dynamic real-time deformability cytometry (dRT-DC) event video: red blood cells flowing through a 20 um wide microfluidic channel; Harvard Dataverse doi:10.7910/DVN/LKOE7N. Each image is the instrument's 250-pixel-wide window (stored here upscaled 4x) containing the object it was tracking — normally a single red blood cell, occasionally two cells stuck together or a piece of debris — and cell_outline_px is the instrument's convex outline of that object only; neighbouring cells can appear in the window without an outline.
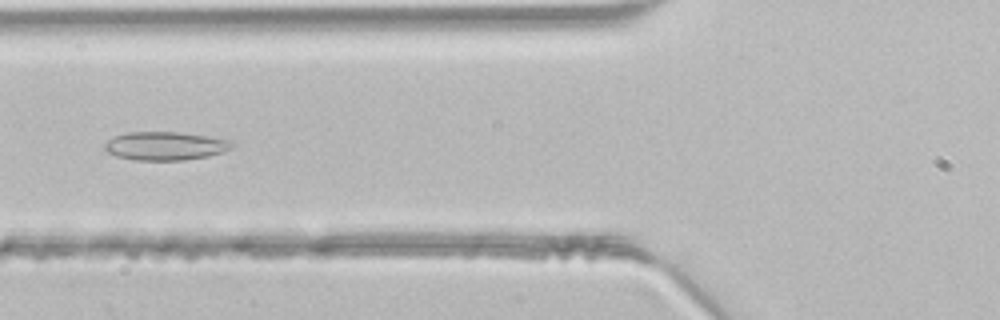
{"species": "common noctule bat (a hibernating species)", "species_latin": "Nyctalus noctula", "temperature_condition": "room temperature", "stored_images_in_passage": 47, "camera_frame_rate_fps": 3000, "um_per_image_px": 0.085, "animal": {"sex": "male", "body_mass_g": 21.5, "forearm_length_mm": 52.0}, "frame": {"image": 1, "passage_image": 17, "time_ms": 5.333, "image_size_px": [1000, 320], "cell_outline_px": [[232, 148], [224, 152], [208, 156], [184, 160], [136, 160], [116, 156], [108, 152], [104, 148], [104, 144], [112, 136], [124, 132], [180, 132], [208, 136], [232, 140]], "centroid_in_image_um": [14.04, 12.39], "position_along_channel_um": 111.8, "area_um2": 21.27}}
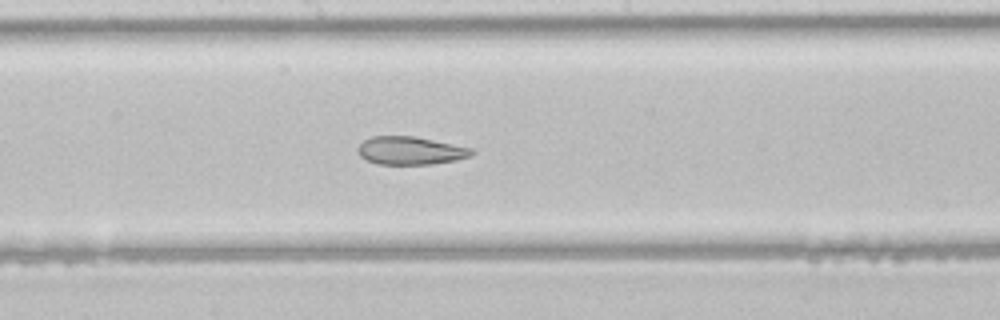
{"frame": {"image": 2, "passage_image": 24, "time_ms": 7.667, "image_size_px": [1000, 320], "cell_outline_px": [[476, 152], [472, 156], [456, 160], [432, 164], [376, 164], [360, 156], [356, 148], [364, 140], [372, 136], [412, 136], [472, 148]], "centroid_in_image_um": [34.89, 12.81], "position_along_channel_um": 213.3, "area_um2": 18.55}}
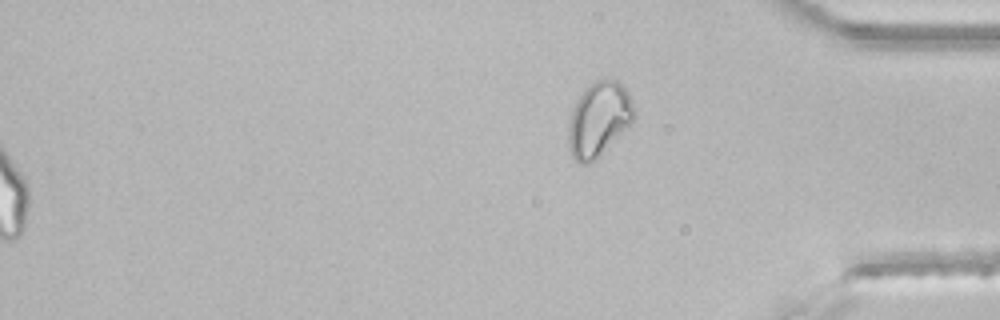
{"frame": {"image": 3, "passage_image": 47, "time_ms": 15.333, "image_size_px": [1000, 320], "cell_outline_px": [[636, 116], [600, 156], [588, 164], [580, 164], [572, 156], [568, 144], [568, 124], [572, 108], [576, 100], [584, 88], [588, 84], [596, 80], [616, 80], [628, 92]], "centroid_in_image_um": [50.85, 10.13], "position_along_channel_um": 384.3, "area_um2": 28.26}}